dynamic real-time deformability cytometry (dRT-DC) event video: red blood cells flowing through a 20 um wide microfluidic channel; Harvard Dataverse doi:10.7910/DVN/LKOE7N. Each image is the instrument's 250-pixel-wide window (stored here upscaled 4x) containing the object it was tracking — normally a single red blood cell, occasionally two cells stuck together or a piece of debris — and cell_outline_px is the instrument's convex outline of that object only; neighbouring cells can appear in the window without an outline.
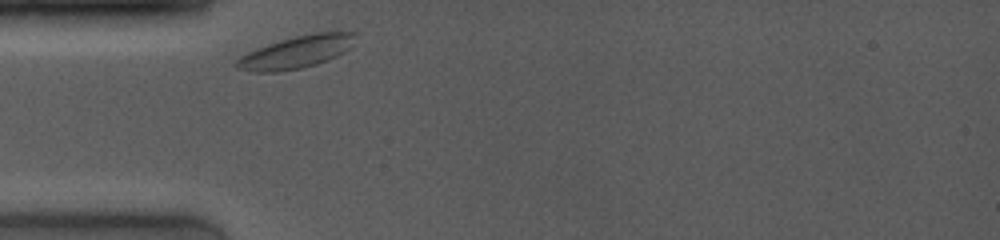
{"species": "common noctule bat (a hibernating species)", "species_latin": "Nyctalus noctula", "temperature_condition": "room temperature", "stored_images_in_passage": 32, "camera_frame_rate_fps": 4000, "um_per_image_px": 0.085, "animal": {"sex": "female", "body_mass_g": 19.0, "forearm_length_mm": 53.3}, "frame": {"image": 1, "passage_image": 1, "time_ms": 0.0, "image_size_px": [1000, 240], "cell_outline_px": [[356, 32], [348, 48], [344, 52], [328, 60], [316, 64], [300, 68], [276, 72], [252, 72], [236, 68], [232, 64], [240, 56], [248, 52], [268, 44], [280, 40], [312, 32]], "centroid_in_image_um": [25.11, 4.44], "position_along_channel_um": 59.9, "area_um2": 22.2}}
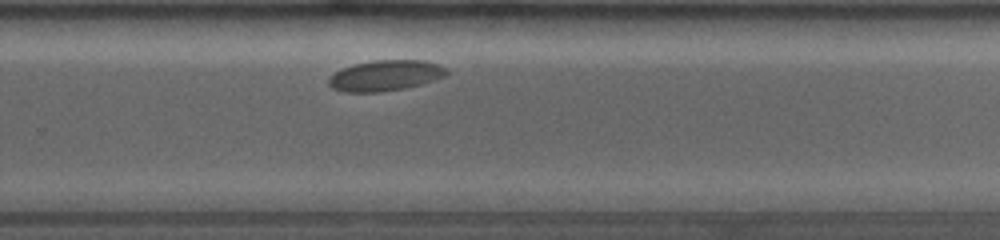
{"frame": {"image": 2, "passage_image": 20, "time_ms": 6.75, "image_size_px": [1000, 240], "cell_outline_px": [[448, 72], [444, 76], [436, 80], [404, 88], [380, 92], [344, 92], [332, 88], [328, 84], [328, 76], [344, 68], [356, 64], [376, 60], [424, 60], [440, 64]], "centroid_in_image_um": [32.75, 6.42], "position_along_channel_um": 297.0, "area_um2": 20.98}}
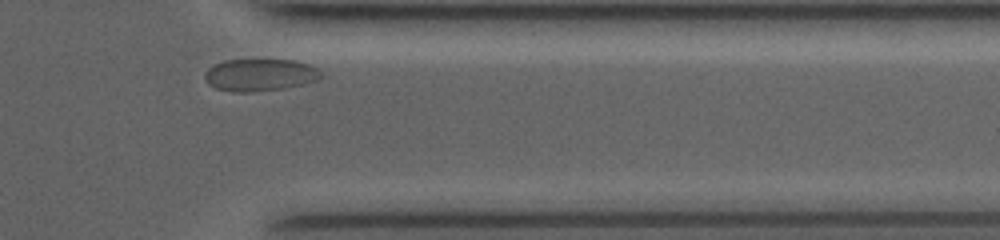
{"frame": {"image": 3, "passage_image": 30, "time_ms": 9.25, "image_size_px": [1000, 240], "cell_outline_px": [[324, 76], [320, 80], [284, 88], [244, 92], [232, 92], [216, 88], [208, 84], [204, 76], [204, 72], [212, 64], [224, 60], [296, 60], [308, 64], [316, 68]], "centroid_in_image_um": [22.08, 6.36], "position_along_channel_um": 389.3, "area_um2": 21.91}}